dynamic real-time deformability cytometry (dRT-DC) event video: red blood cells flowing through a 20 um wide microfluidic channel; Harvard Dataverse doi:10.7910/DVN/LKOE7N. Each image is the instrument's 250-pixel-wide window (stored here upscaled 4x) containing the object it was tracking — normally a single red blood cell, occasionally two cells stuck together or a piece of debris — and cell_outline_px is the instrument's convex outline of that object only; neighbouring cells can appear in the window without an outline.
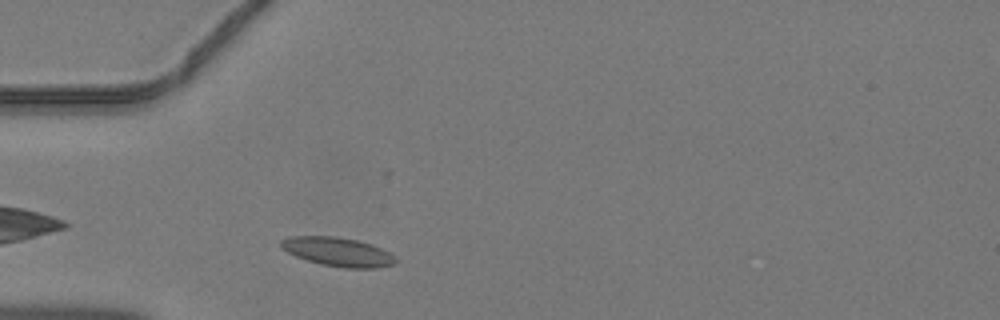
{"species": "common noctule bat (a hibernating species)", "species_latin": "Nyctalus noctula", "temperature_condition": "warm", "stored_images_in_passage": 35, "camera_frame_rate_fps": 3000, "um_per_image_px": 0.085, "animal": {"sex": "male", "body_mass_g": 19.2, "forearm_length_mm": 51.8}, "frame": {"image": 1, "passage_image": 3, "time_ms": 0.667, "image_size_px": [1000, 320], "cell_outline_px": [[396, 264], [380, 268], [344, 268], [320, 264], [296, 256], [280, 248], [280, 240], [292, 236], [336, 236], [356, 240], [372, 244], [388, 252], [396, 260]], "centroid_in_image_um": [28.71, 21.41], "position_along_channel_um": 56.3, "area_um2": 19.31}}
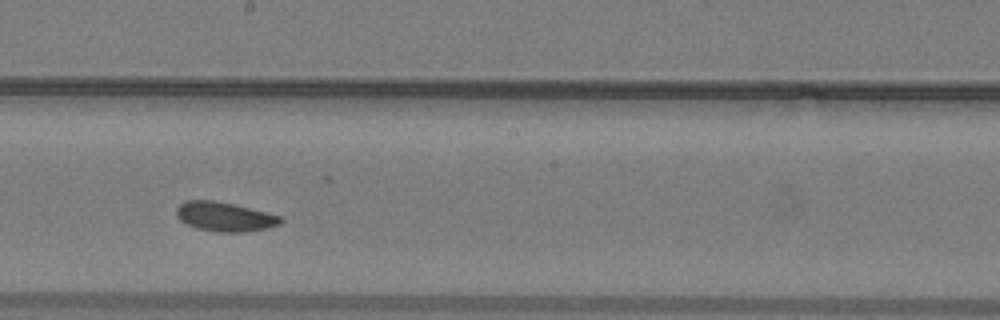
{"frame": {"image": 2, "passage_image": 15, "time_ms": 4.667, "image_size_px": [1000, 320], "cell_outline_px": [[284, 220], [280, 224], [268, 228], [244, 232], [216, 232], [196, 228], [180, 220], [176, 216], [176, 208], [184, 200], [212, 200], [232, 204], [280, 216]], "centroid_in_image_um": [19.07, 18.42], "position_along_channel_um": 229.1, "area_um2": 17.69}}
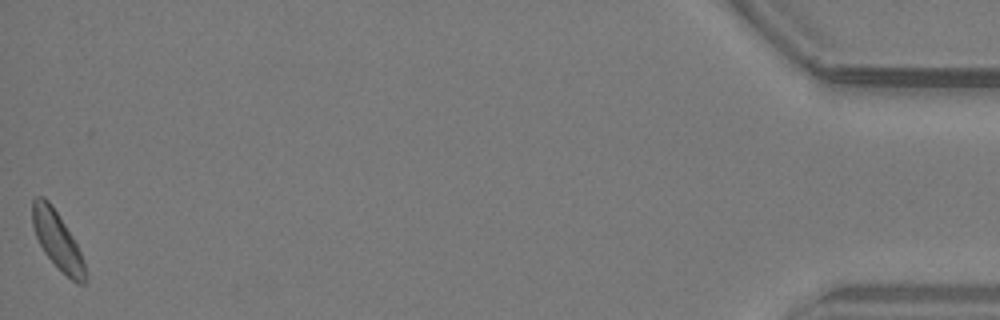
{"frame": {"image": 3, "passage_image": 35, "time_ms": 11.333, "image_size_px": [1000, 320], "cell_outline_px": [[84, 284], [80, 284], [72, 280], [44, 252], [36, 236], [32, 224], [32, 200], [36, 196], [44, 196], [52, 204], [72, 236], [84, 260]], "centroid_in_image_um": [4.83, 20.35], "position_along_channel_um": 430.4, "area_um2": 17.17}}